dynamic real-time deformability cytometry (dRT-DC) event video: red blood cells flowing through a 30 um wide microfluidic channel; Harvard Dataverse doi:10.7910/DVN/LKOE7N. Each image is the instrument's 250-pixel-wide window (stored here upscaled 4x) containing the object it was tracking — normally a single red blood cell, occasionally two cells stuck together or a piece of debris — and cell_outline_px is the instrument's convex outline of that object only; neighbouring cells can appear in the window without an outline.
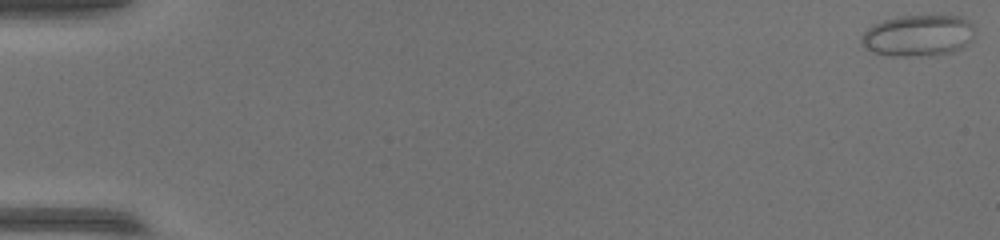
{"species": "common noctule bat (a hibernating species)", "species_latin": "Nyctalus noctula", "temperature_condition": "warm", "stored_images_in_passage": 53, "camera_frame_rate_fps": 3000, "um_per_image_px": 0.085, "animal": {"sex": "female", "body_mass_g": 17.0, "forearm_length_mm": 48.0}, "frame": {"image": 1, "passage_image": 1, "time_ms": 0.0, "image_size_px": [1000, 240], "cell_outline_px": [[976, 28], [972, 40], [968, 44], [952, 52], [932, 56], [892, 56], [872, 52], [860, 40], [860, 36], [872, 24], [884, 20], [900, 16], [960, 16], [972, 20]], "centroid_in_image_um": [78.1, 3.02], "position_along_channel_um": 6.9, "area_um2": 27.74}}
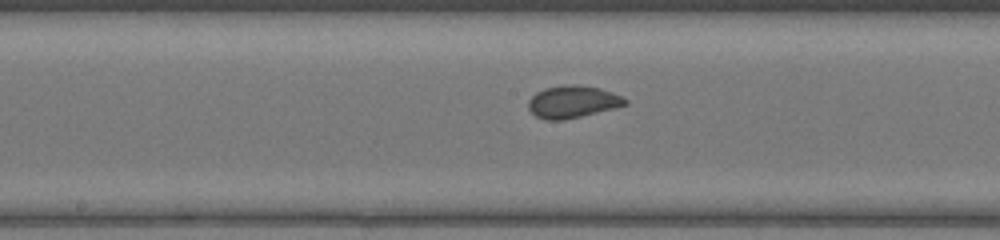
{"frame": {"image": 2, "passage_image": 29, "time_ms": 9.333, "image_size_px": [1000, 240], "cell_outline_px": [[628, 104], [616, 108], [564, 120], [548, 120], [536, 116], [528, 108], [528, 100], [536, 92], [544, 88], [564, 84], [572, 84], [600, 88], [612, 92], [628, 100]], "centroid_in_image_um": [48.67, 8.65], "position_along_channel_um": 199.5, "area_um2": 18.26}}
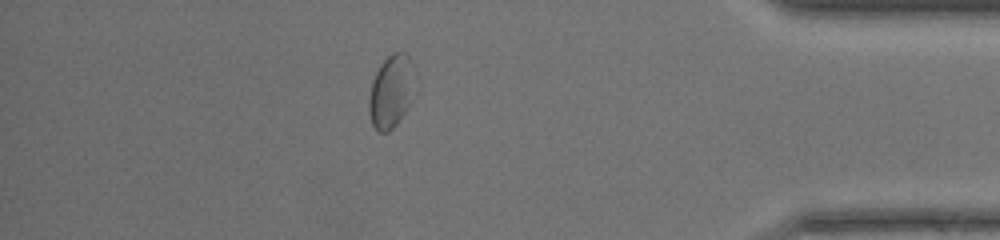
{"frame": {"image": 3, "passage_image": 47, "time_ms": 15.333, "image_size_px": [1000, 240], "cell_outline_px": [[420, 80], [404, 112], [396, 124], [388, 132], [380, 132], [372, 124], [368, 112], [368, 96], [372, 80], [380, 64], [392, 52], [404, 52], [412, 60]], "centroid_in_image_um": [33.3, 7.7], "position_along_channel_um": 401.9, "area_um2": 20.23}}